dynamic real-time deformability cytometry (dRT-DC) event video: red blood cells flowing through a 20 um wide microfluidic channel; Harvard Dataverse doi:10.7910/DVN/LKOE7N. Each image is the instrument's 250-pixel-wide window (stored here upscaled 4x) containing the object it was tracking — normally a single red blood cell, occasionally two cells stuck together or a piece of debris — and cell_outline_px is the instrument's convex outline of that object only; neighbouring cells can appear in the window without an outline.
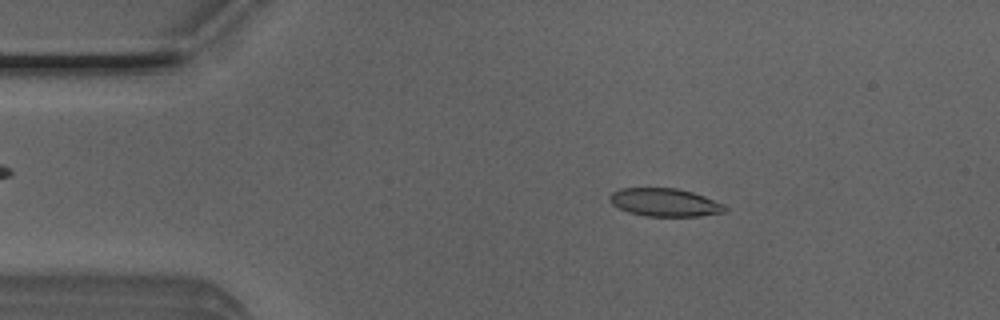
{"species": "Egyptian fruit bat (a non-hibernating species)", "species_latin": "Rousettus aegyptiacus", "temperature_condition": "room temperature", "stored_images_in_passage": 50, "camera_frame_rate_fps": 3000, "um_per_image_px": 0.085, "animal": {"sex": "male"}, "frame": {"image": 1, "passage_image": 8, "time_ms": 2.333, "image_size_px": [1000, 320], "cell_outline_px": [[728, 208], [724, 212], [700, 216], [644, 216], [628, 212], [612, 204], [608, 200], [608, 196], [612, 192], [620, 188], [676, 188], [692, 192], [704, 196], [724, 204]], "centroid_in_image_um": [56.49, 17.2], "position_along_channel_um": 28.5, "area_um2": 18.9}}
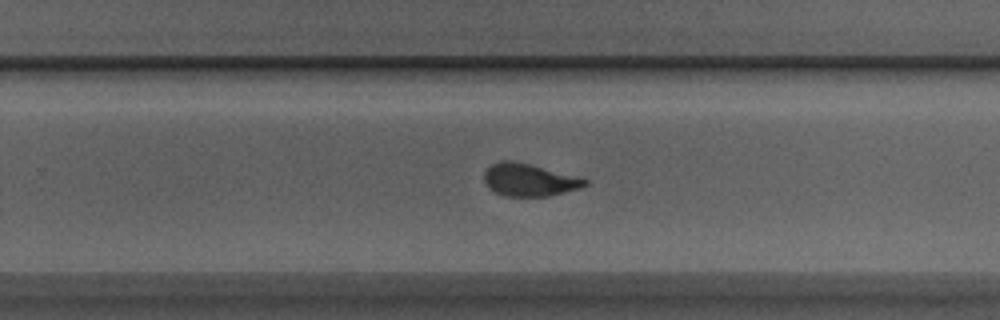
{"frame": {"image": 2, "passage_image": 31, "time_ms": 10.0, "image_size_px": [1000, 320], "cell_outline_px": [[588, 184], [580, 188], [548, 196], [504, 196], [488, 188], [484, 180], [484, 172], [492, 164], [500, 160], [512, 160], [576, 176], [588, 180]], "centroid_in_image_um": [44.95, 15.29], "position_along_channel_um": 284.8, "area_um2": 18.9}}
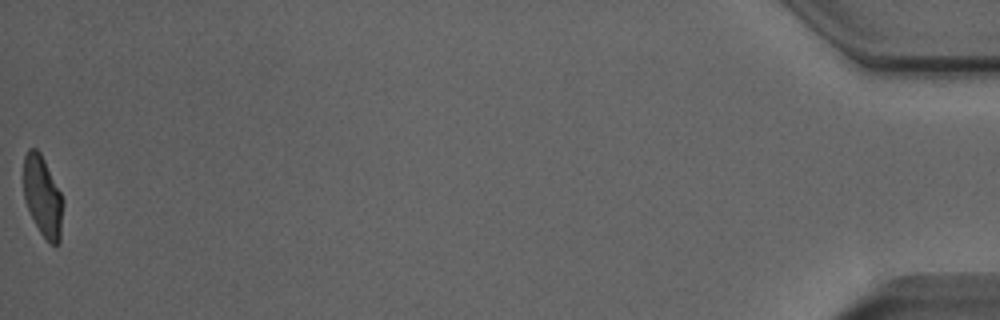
{"frame": {"image": 3, "passage_image": 50, "time_ms": 16.333, "image_size_px": [1000, 320], "cell_outline_px": [[64, 204], [60, 244], [52, 244], [40, 232], [24, 200], [24, 156], [28, 148], [36, 148], [40, 152], [64, 200]], "centroid_in_image_um": [3.65, 16.7], "position_along_channel_um": 431.6, "area_um2": 18.38}, "authors_computed_cell_mechanics": {"area_um2": 19.5075, "velocity_mm_per_s": 4.0165, "shape_relaxation_time_tau1_ms": 5.5556, "shape_relaxation_time_tau2_ms": 0.9371, "deformation_change_tau1": 0.1934, "deformation_change_tau2": 0.0765}}